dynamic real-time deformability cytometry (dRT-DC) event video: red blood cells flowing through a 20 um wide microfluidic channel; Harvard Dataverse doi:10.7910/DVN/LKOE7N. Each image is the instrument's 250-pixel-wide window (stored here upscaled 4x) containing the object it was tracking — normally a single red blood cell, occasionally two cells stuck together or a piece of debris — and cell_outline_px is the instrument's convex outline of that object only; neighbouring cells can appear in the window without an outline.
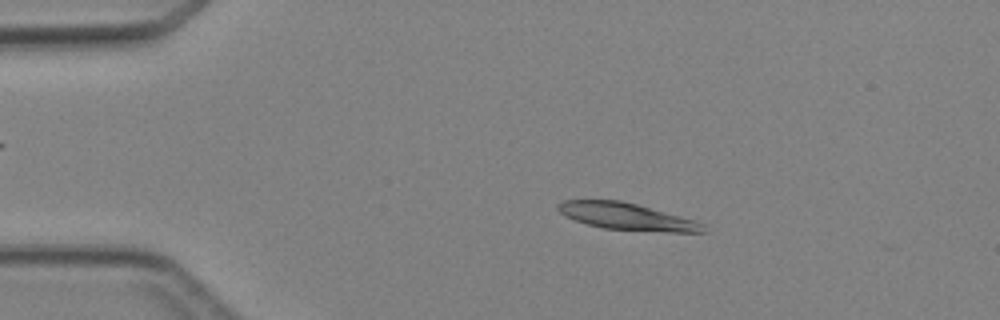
{"species": "Egyptian fruit bat (a non-hibernating species)", "species_latin": "Rousettus aegyptiacus", "temperature_condition": "cold", "stored_images_in_passage": 4, "camera_frame_rate_fps": 3000, "um_per_image_px": 0.085, "animal": {"sex": "female"}, "frame": {"image": 1, "passage_image": 2, "time_ms": 1.0, "image_size_px": [1000, 320], "cell_outline_px": [[704, 232], [668, 232], [604, 228], [588, 224], [564, 216], [556, 208], [556, 204], [564, 200], [620, 200], [636, 204], [696, 220], [704, 224]], "centroid_in_image_um": [53.26, 18.39], "position_along_channel_um": 31.7, "area_um2": 22.54}}